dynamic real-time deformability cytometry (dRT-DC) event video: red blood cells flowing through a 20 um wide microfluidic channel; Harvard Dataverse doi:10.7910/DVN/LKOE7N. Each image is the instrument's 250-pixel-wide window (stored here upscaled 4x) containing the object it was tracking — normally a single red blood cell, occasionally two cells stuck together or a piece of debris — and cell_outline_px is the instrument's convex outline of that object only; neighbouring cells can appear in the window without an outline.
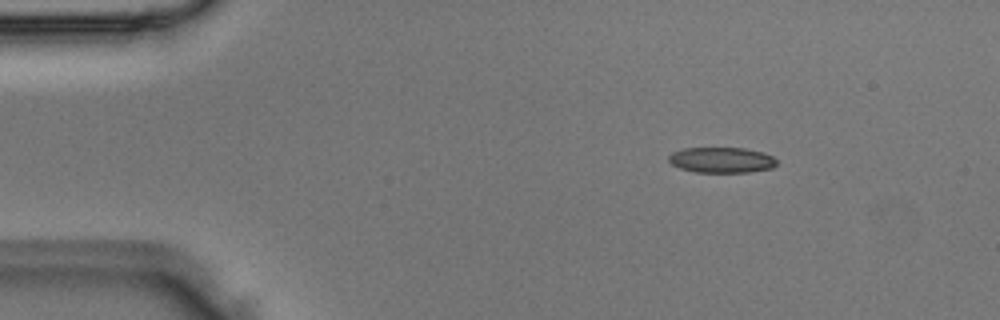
{"species": "Egyptian fruit bat (a non-hibernating species)", "species_latin": "Rousettus aegyptiacus", "temperature_condition": "room temperature", "stored_images_in_passage": 3, "camera_frame_rate_fps": 3000, "um_per_image_px": 0.085, "animal": {"sex": "male"}, "frame": {"image": 1, "passage_image": 1, "time_ms": 0.0, "image_size_px": [1000, 320], "cell_outline_px": [[776, 164], [772, 168], [748, 172], [696, 172], [680, 168], [672, 164], [668, 160], [668, 156], [672, 152], [684, 148], [744, 148], [764, 152], [772, 156], [776, 160]], "centroid_in_image_um": [61.33, 13.59], "position_along_channel_um": 23.7, "area_um2": 16.07}}